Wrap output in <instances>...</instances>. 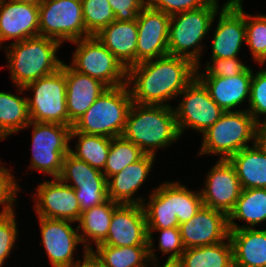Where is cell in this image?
Masks as SVG:
<instances>
[{
    "label": "cell",
    "instance_id": "1",
    "mask_svg": "<svg viewBox=\"0 0 266 267\" xmlns=\"http://www.w3.org/2000/svg\"><path fill=\"white\" fill-rule=\"evenodd\" d=\"M195 76L196 65L189 59L167 54L128 68L126 84L136 104L171 106L168 101L179 97Z\"/></svg>",
    "mask_w": 266,
    "mask_h": 267
},
{
    "label": "cell",
    "instance_id": "2",
    "mask_svg": "<svg viewBox=\"0 0 266 267\" xmlns=\"http://www.w3.org/2000/svg\"><path fill=\"white\" fill-rule=\"evenodd\" d=\"M122 136L137 145L145 154H156L181 136L174 107L132 103Z\"/></svg>",
    "mask_w": 266,
    "mask_h": 267
},
{
    "label": "cell",
    "instance_id": "3",
    "mask_svg": "<svg viewBox=\"0 0 266 267\" xmlns=\"http://www.w3.org/2000/svg\"><path fill=\"white\" fill-rule=\"evenodd\" d=\"M61 42L44 36H36L17 41L4 47L11 80L18 89L41 77L58 71L63 62L57 57V50Z\"/></svg>",
    "mask_w": 266,
    "mask_h": 267
},
{
    "label": "cell",
    "instance_id": "4",
    "mask_svg": "<svg viewBox=\"0 0 266 267\" xmlns=\"http://www.w3.org/2000/svg\"><path fill=\"white\" fill-rule=\"evenodd\" d=\"M218 9V1L209 0L198 9L171 15L168 36L169 54L189 59L196 65V69L200 70L199 60L204 48L200 44L207 32L211 30Z\"/></svg>",
    "mask_w": 266,
    "mask_h": 267
},
{
    "label": "cell",
    "instance_id": "5",
    "mask_svg": "<svg viewBox=\"0 0 266 267\" xmlns=\"http://www.w3.org/2000/svg\"><path fill=\"white\" fill-rule=\"evenodd\" d=\"M132 103L127 84L108 88L73 124L71 132L101 135L108 138L122 136Z\"/></svg>",
    "mask_w": 266,
    "mask_h": 267
},
{
    "label": "cell",
    "instance_id": "6",
    "mask_svg": "<svg viewBox=\"0 0 266 267\" xmlns=\"http://www.w3.org/2000/svg\"><path fill=\"white\" fill-rule=\"evenodd\" d=\"M202 136L200 156L216 154L221 155V160H229L235 153L249 147L248 142H257L258 124L245 109L228 111Z\"/></svg>",
    "mask_w": 266,
    "mask_h": 267
},
{
    "label": "cell",
    "instance_id": "7",
    "mask_svg": "<svg viewBox=\"0 0 266 267\" xmlns=\"http://www.w3.org/2000/svg\"><path fill=\"white\" fill-rule=\"evenodd\" d=\"M72 43L78 44L69 65L72 69L101 81L108 88L126 84L127 69L95 35Z\"/></svg>",
    "mask_w": 266,
    "mask_h": 267
},
{
    "label": "cell",
    "instance_id": "8",
    "mask_svg": "<svg viewBox=\"0 0 266 267\" xmlns=\"http://www.w3.org/2000/svg\"><path fill=\"white\" fill-rule=\"evenodd\" d=\"M30 89L34 93L32 98H27L31 121L68 126L64 62L58 71L23 87V90Z\"/></svg>",
    "mask_w": 266,
    "mask_h": 267
},
{
    "label": "cell",
    "instance_id": "9",
    "mask_svg": "<svg viewBox=\"0 0 266 267\" xmlns=\"http://www.w3.org/2000/svg\"><path fill=\"white\" fill-rule=\"evenodd\" d=\"M32 125V158L28 168L58 178L63 159L70 151L72 126L31 121L27 127Z\"/></svg>",
    "mask_w": 266,
    "mask_h": 267
},
{
    "label": "cell",
    "instance_id": "10",
    "mask_svg": "<svg viewBox=\"0 0 266 267\" xmlns=\"http://www.w3.org/2000/svg\"><path fill=\"white\" fill-rule=\"evenodd\" d=\"M39 35L61 43L91 36L84 25L81 0H43L39 5Z\"/></svg>",
    "mask_w": 266,
    "mask_h": 267
},
{
    "label": "cell",
    "instance_id": "11",
    "mask_svg": "<svg viewBox=\"0 0 266 267\" xmlns=\"http://www.w3.org/2000/svg\"><path fill=\"white\" fill-rule=\"evenodd\" d=\"M179 95L183 99L179 107L174 108V112L180 135L188 127L203 134L224 113L196 76Z\"/></svg>",
    "mask_w": 266,
    "mask_h": 267
},
{
    "label": "cell",
    "instance_id": "12",
    "mask_svg": "<svg viewBox=\"0 0 266 267\" xmlns=\"http://www.w3.org/2000/svg\"><path fill=\"white\" fill-rule=\"evenodd\" d=\"M58 179L74 188L81 212L99 206L108 200L107 179L103 172L75 158L70 153L66 154L63 159ZM67 182H72L73 185Z\"/></svg>",
    "mask_w": 266,
    "mask_h": 267
},
{
    "label": "cell",
    "instance_id": "13",
    "mask_svg": "<svg viewBox=\"0 0 266 267\" xmlns=\"http://www.w3.org/2000/svg\"><path fill=\"white\" fill-rule=\"evenodd\" d=\"M170 15L148 4L137 16L138 39L136 64L169 54Z\"/></svg>",
    "mask_w": 266,
    "mask_h": 267
},
{
    "label": "cell",
    "instance_id": "14",
    "mask_svg": "<svg viewBox=\"0 0 266 267\" xmlns=\"http://www.w3.org/2000/svg\"><path fill=\"white\" fill-rule=\"evenodd\" d=\"M243 0H228L218 11V24L212 41L211 58H234L245 42V13Z\"/></svg>",
    "mask_w": 266,
    "mask_h": 267
},
{
    "label": "cell",
    "instance_id": "15",
    "mask_svg": "<svg viewBox=\"0 0 266 267\" xmlns=\"http://www.w3.org/2000/svg\"><path fill=\"white\" fill-rule=\"evenodd\" d=\"M204 182L200 191L203 205L228 216L242 191L235 167L229 160L218 159Z\"/></svg>",
    "mask_w": 266,
    "mask_h": 267
},
{
    "label": "cell",
    "instance_id": "16",
    "mask_svg": "<svg viewBox=\"0 0 266 267\" xmlns=\"http://www.w3.org/2000/svg\"><path fill=\"white\" fill-rule=\"evenodd\" d=\"M41 228V243L44 245L52 267H73L81 260L73 261L75 247L81 242L78 229L69 220L38 217Z\"/></svg>",
    "mask_w": 266,
    "mask_h": 267
},
{
    "label": "cell",
    "instance_id": "17",
    "mask_svg": "<svg viewBox=\"0 0 266 267\" xmlns=\"http://www.w3.org/2000/svg\"><path fill=\"white\" fill-rule=\"evenodd\" d=\"M36 190L34 209L38 217L78 222L81 208L74 188L53 178L40 183Z\"/></svg>",
    "mask_w": 266,
    "mask_h": 267
},
{
    "label": "cell",
    "instance_id": "18",
    "mask_svg": "<svg viewBox=\"0 0 266 267\" xmlns=\"http://www.w3.org/2000/svg\"><path fill=\"white\" fill-rule=\"evenodd\" d=\"M179 230L185 249L217 244L228 240V217L203 205L190 220L179 224Z\"/></svg>",
    "mask_w": 266,
    "mask_h": 267
},
{
    "label": "cell",
    "instance_id": "19",
    "mask_svg": "<svg viewBox=\"0 0 266 267\" xmlns=\"http://www.w3.org/2000/svg\"><path fill=\"white\" fill-rule=\"evenodd\" d=\"M98 245L148 246V230L143 206L120 204L113 211L107 238Z\"/></svg>",
    "mask_w": 266,
    "mask_h": 267
},
{
    "label": "cell",
    "instance_id": "20",
    "mask_svg": "<svg viewBox=\"0 0 266 267\" xmlns=\"http://www.w3.org/2000/svg\"><path fill=\"white\" fill-rule=\"evenodd\" d=\"M39 36V5L0 0V48L6 40Z\"/></svg>",
    "mask_w": 266,
    "mask_h": 267
},
{
    "label": "cell",
    "instance_id": "21",
    "mask_svg": "<svg viewBox=\"0 0 266 267\" xmlns=\"http://www.w3.org/2000/svg\"><path fill=\"white\" fill-rule=\"evenodd\" d=\"M65 76L68 126H73L108 87L89 75L77 72L67 64Z\"/></svg>",
    "mask_w": 266,
    "mask_h": 267
},
{
    "label": "cell",
    "instance_id": "22",
    "mask_svg": "<svg viewBox=\"0 0 266 267\" xmlns=\"http://www.w3.org/2000/svg\"><path fill=\"white\" fill-rule=\"evenodd\" d=\"M155 156L145 154L137 162L128 165L121 172L107 180L108 199L118 204L142 205L143 197H133L145 182L152 169ZM111 179V180H110Z\"/></svg>",
    "mask_w": 266,
    "mask_h": 267
},
{
    "label": "cell",
    "instance_id": "23",
    "mask_svg": "<svg viewBox=\"0 0 266 267\" xmlns=\"http://www.w3.org/2000/svg\"><path fill=\"white\" fill-rule=\"evenodd\" d=\"M207 88L210 97L224 111H232L246 99L249 101L252 69L233 77L196 76Z\"/></svg>",
    "mask_w": 266,
    "mask_h": 267
},
{
    "label": "cell",
    "instance_id": "24",
    "mask_svg": "<svg viewBox=\"0 0 266 267\" xmlns=\"http://www.w3.org/2000/svg\"><path fill=\"white\" fill-rule=\"evenodd\" d=\"M95 36L126 69L136 65L137 20H114L108 26L102 28Z\"/></svg>",
    "mask_w": 266,
    "mask_h": 267
},
{
    "label": "cell",
    "instance_id": "25",
    "mask_svg": "<svg viewBox=\"0 0 266 267\" xmlns=\"http://www.w3.org/2000/svg\"><path fill=\"white\" fill-rule=\"evenodd\" d=\"M234 267H266V229L229 230Z\"/></svg>",
    "mask_w": 266,
    "mask_h": 267
},
{
    "label": "cell",
    "instance_id": "26",
    "mask_svg": "<svg viewBox=\"0 0 266 267\" xmlns=\"http://www.w3.org/2000/svg\"><path fill=\"white\" fill-rule=\"evenodd\" d=\"M229 161L235 167L242 189L266 188V149L258 142L235 153Z\"/></svg>",
    "mask_w": 266,
    "mask_h": 267
},
{
    "label": "cell",
    "instance_id": "27",
    "mask_svg": "<svg viewBox=\"0 0 266 267\" xmlns=\"http://www.w3.org/2000/svg\"><path fill=\"white\" fill-rule=\"evenodd\" d=\"M120 204L108 199L103 204L81 212L78 220V229L84 252H90L93 248L89 245L94 241L95 245L101 244L108 235L113 211ZM86 237V238H85Z\"/></svg>",
    "mask_w": 266,
    "mask_h": 267
},
{
    "label": "cell",
    "instance_id": "28",
    "mask_svg": "<svg viewBox=\"0 0 266 267\" xmlns=\"http://www.w3.org/2000/svg\"><path fill=\"white\" fill-rule=\"evenodd\" d=\"M227 217L229 230L255 228L254 226L264 222L266 220V188L242 189L233 210ZM234 219L245 221L247 224L239 226Z\"/></svg>",
    "mask_w": 266,
    "mask_h": 267
},
{
    "label": "cell",
    "instance_id": "29",
    "mask_svg": "<svg viewBox=\"0 0 266 267\" xmlns=\"http://www.w3.org/2000/svg\"><path fill=\"white\" fill-rule=\"evenodd\" d=\"M222 241L213 245L185 249L181 257L173 264L174 267H234L233 247Z\"/></svg>",
    "mask_w": 266,
    "mask_h": 267
},
{
    "label": "cell",
    "instance_id": "30",
    "mask_svg": "<svg viewBox=\"0 0 266 267\" xmlns=\"http://www.w3.org/2000/svg\"><path fill=\"white\" fill-rule=\"evenodd\" d=\"M149 203L143 202L147 229L179 227L176 214L171 208V182L166 181L150 194Z\"/></svg>",
    "mask_w": 266,
    "mask_h": 267
},
{
    "label": "cell",
    "instance_id": "31",
    "mask_svg": "<svg viewBox=\"0 0 266 267\" xmlns=\"http://www.w3.org/2000/svg\"><path fill=\"white\" fill-rule=\"evenodd\" d=\"M89 253L101 267H147L150 262L148 246L97 245Z\"/></svg>",
    "mask_w": 266,
    "mask_h": 267
},
{
    "label": "cell",
    "instance_id": "32",
    "mask_svg": "<svg viewBox=\"0 0 266 267\" xmlns=\"http://www.w3.org/2000/svg\"><path fill=\"white\" fill-rule=\"evenodd\" d=\"M31 122L27 97L0 92V135L8 136L27 128Z\"/></svg>",
    "mask_w": 266,
    "mask_h": 267
},
{
    "label": "cell",
    "instance_id": "33",
    "mask_svg": "<svg viewBox=\"0 0 266 267\" xmlns=\"http://www.w3.org/2000/svg\"><path fill=\"white\" fill-rule=\"evenodd\" d=\"M79 137L75 150L70 148L69 153L75 158L85 161L91 167L104 170L110 149L111 138L81 132H70V140Z\"/></svg>",
    "mask_w": 266,
    "mask_h": 267
},
{
    "label": "cell",
    "instance_id": "34",
    "mask_svg": "<svg viewBox=\"0 0 266 267\" xmlns=\"http://www.w3.org/2000/svg\"><path fill=\"white\" fill-rule=\"evenodd\" d=\"M145 153L133 142L123 136L111 138L109 153L104 170L106 179L119 172L130 164L137 162Z\"/></svg>",
    "mask_w": 266,
    "mask_h": 267
},
{
    "label": "cell",
    "instance_id": "35",
    "mask_svg": "<svg viewBox=\"0 0 266 267\" xmlns=\"http://www.w3.org/2000/svg\"><path fill=\"white\" fill-rule=\"evenodd\" d=\"M148 230V253L150 262L154 265H158V259L154 254L153 250V231L160 232L159 239V251L163 254H168V258L166 259L164 265H173L182 255L185 250L184 244L182 242V237L180 235L179 227L165 228V229H147ZM172 252V253H171ZM153 260V261H152Z\"/></svg>",
    "mask_w": 266,
    "mask_h": 267
},
{
    "label": "cell",
    "instance_id": "36",
    "mask_svg": "<svg viewBox=\"0 0 266 267\" xmlns=\"http://www.w3.org/2000/svg\"><path fill=\"white\" fill-rule=\"evenodd\" d=\"M202 206L200 191L192 192L178 181L171 183V208L179 224L190 220Z\"/></svg>",
    "mask_w": 266,
    "mask_h": 267
},
{
    "label": "cell",
    "instance_id": "37",
    "mask_svg": "<svg viewBox=\"0 0 266 267\" xmlns=\"http://www.w3.org/2000/svg\"><path fill=\"white\" fill-rule=\"evenodd\" d=\"M245 43L251 50L253 59L266 64V15L252 16L245 13Z\"/></svg>",
    "mask_w": 266,
    "mask_h": 267
},
{
    "label": "cell",
    "instance_id": "38",
    "mask_svg": "<svg viewBox=\"0 0 266 267\" xmlns=\"http://www.w3.org/2000/svg\"><path fill=\"white\" fill-rule=\"evenodd\" d=\"M86 31L96 35L115 20L108 0H81Z\"/></svg>",
    "mask_w": 266,
    "mask_h": 267
},
{
    "label": "cell",
    "instance_id": "39",
    "mask_svg": "<svg viewBox=\"0 0 266 267\" xmlns=\"http://www.w3.org/2000/svg\"><path fill=\"white\" fill-rule=\"evenodd\" d=\"M249 107L246 109L259 125L263 120H260V115L265 117L266 121V68L257 73L252 71V80L250 86V97L248 101ZM250 108V109H249Z\"/></svg>",
    "mask_w": 266,
    "mask_h": 267
},
{
    "label": "cell",
    "instance_id": "40",
    "mask_svg": "<svg viewBox=\"0 0 266 267\" xmlns=\"http://www.w3.org/2000/svg\"><path fill=\"white\" fill-rule=\"evenodd\" d=\"M239 57L234 58H211L205 70L200 72L196 69V76H219V77H233L243 73L248 65L242 63ZM213 62L212 65H210ZM204 72V73H203Z\"/></svg>",
    "mask_w": 266,
    "mask_h": 267
},
{
    "label": "cell",
    "instance_id": "41",
    "mask_svg": "<svg viewBox=\"0 0 266 267\" xmlns=\"http://www.w3.org/2000/svg\"><path fill=\"white\" fill-rule=\"evenodd\" d=\"M15 212L0 213V263L3 265L17 241V223Z\"/></svg>",
    "mask_w": 266,
    "mask_h": 267
},
{
    "label": "cell",
    "instance_id": "42",
    "mask_svg": "<svg viewBox=\"0 0 266 267\" xmlns=\"http://www.w3.org/2000/svg\"><path fill=\"white\" fill-rule=\"evenodd\" d=\"M14 174H11L8 168H0V205L2 211L0 213L13 212V205L16 203L17 191L19 185L16 183Z\"/></svg>",
    "mask_w": 266,
    "mask_h": 267
},
{
    "label": "cell",
    "instance_id": "43",
    "mask_svg": "<svg viewBox=\"0 0 266 267\" xmlns=\"http://www.w3.org/2000/svg\"><path fill=\"white\" fill-rule=\"evenodd\" d=\"M209 0H147V4L153 9L173 15L188 10L198 9Z\"/></svg>",
    "mask_w": 266,
    "mask_h": 267
},
{
    "label": "cell",
    "instance_id": "44",
    "mask_svg": "<svg viewBox=\"0 0 266 267\" xmlns=\"http://www.w3.org/2000/svg\"><path fill=\"white\" fill-rule=\"evenodd\" d=\"M117 21H134L147 0H108Z\"/></svg>",
    "mask_w": 266,
    "mask_h": 267
},
{
    "label": "cell",
    "instance_id": "45",
    "mask_svg": "<svg viewBox=\"0 0 266 267\" xmlns=\"http://www.w3.org/2000/svg\"><path fill=\"white\" fill-rule=\"evenodd\" d=\"M83 261L73 267H101L89 252H84Z\"/></svg>",
    "mask_w": 266,
    "mask_h": 267
},
{
    "label": "cell",
    "instance_id": "46",
    "mask_svg": "<svg viewBox=\"0 0 266 267\" xmlns=\"http://www.w3.org/2000/svg\"><path fill=\"white\" fill-rule=\"evenodd\" d=\"M257 142L266 149V121L258 125Z\"/></svg>",
    "mask_w": 266,
    "mask_h": 267
},
{
    "label": "cell",
    "instance_id": "47",
    "mask_svg": "<svg viewBox=\"0 0 266 267\" xmlns=\"http://www.w3.org/2000/svg\"><path fill=\"white\" fill-rule=\"evenodd\" d=\"M17 3L40 5L43 0H11Z\"/></svg>",
    "mask_w": 266,
    "mask_h": 267
},
{
    "label": "cell",
    "instance_id": "48",
    "mask_svg": "<svg viewBox=\"0 0 266 267\" xmlns=\"http://www.w3.org/2000/svg\"><path fill=\"white\" fill-rule=\"evenodd\" d=\"M6 138V136H2V135H0V141L2 140V139H5ZM1 163V162H0ZM0 168H6V167H4V166H1V164H0Z\"/></svg>",
    "mask_w": 266,
    "mask_h": 267
},
{
    "label": "cell",
    "instance_id": "49",
    "mask_svg": "<svg viewBox=\"0 0 266 267\" xmlns=\"http://www.w3.org/2000/svg\"><path fill=\"white\" fill-rule=\"evenodd\" d=\"M153 266H154V267H158V266L160 267V265H156V266L153 265ZM161 267H174V266H173V265H164V264H163V266H161Z\"/></svg>",
    "mask_w": 266,
    "mask_h": 267
}]
</instances>
